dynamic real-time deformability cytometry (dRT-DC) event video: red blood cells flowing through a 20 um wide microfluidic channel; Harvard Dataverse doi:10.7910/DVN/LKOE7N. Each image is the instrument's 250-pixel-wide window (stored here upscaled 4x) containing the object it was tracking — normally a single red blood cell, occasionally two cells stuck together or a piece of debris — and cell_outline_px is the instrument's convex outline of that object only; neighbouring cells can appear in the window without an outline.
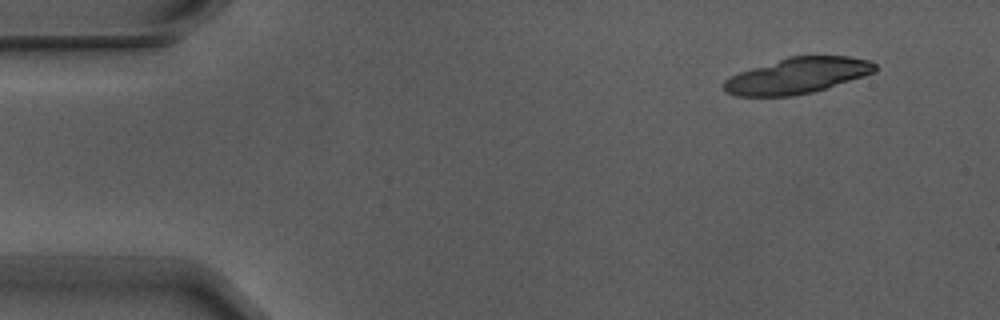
{"species": "Egyptian fruit bat (a non-hibernating species)", "species_latin": "Rousettus aegyptiacus", "temperature_condition": "warm", "stored_images_in_passage": 4, "camera_frame_rate_fps": 3000, "um_per_image_px": 0.085, "animal": {"sex": "male"}, "frame": {"image": 1, "passage_image": 1, "time_ms": 0.0, "image_size_px": [1000, 320], "cell_outline_px": [[876, 72], [864, 76], [812, 92], [792, 96], [736, 96], [724, 92], [724, 80], [740, 72], [788, 56], [848, 56], [872, 60], [876, 64]], "centroid_in_image_um": [67.8, 6.43], "position_along_channel_um": 17.2, "area_um2": 31.44}}